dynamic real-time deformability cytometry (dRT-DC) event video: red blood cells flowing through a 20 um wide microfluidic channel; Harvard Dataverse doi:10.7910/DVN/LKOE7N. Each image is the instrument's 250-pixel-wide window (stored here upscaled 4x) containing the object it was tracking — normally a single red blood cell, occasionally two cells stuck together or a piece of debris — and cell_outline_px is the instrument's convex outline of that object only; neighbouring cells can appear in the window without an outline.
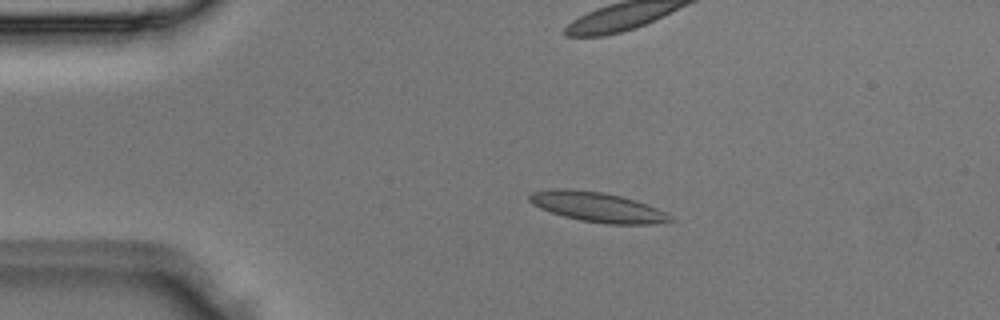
{"species": "Egyptian fruit bat (a non-hibernating species)", "species_latin": "Rousettus aegyptiacus", "temperature_condition": "room temperature", "stored_images_in_passage": 1, "camera_frame_rate_fps": 3000, "um_per_image_px": 0.085, "animal": {"sex": "male"}, "frame": {"image": 1, "passage_image": 1, "time_ms": 0.0, "image_size_px": [1000, 320], "cell_outline_px": [[676, 220], [656, 224], [608, 224], [580, 220], [564, 216], [540, 208], [532, 204], [528, 200], [528, 196], [532, 192], [552, 188], [568, 188], [600, 192], [620, 196], [636, 200], [656, 208], [672, 216]], "centroid_in_image_um": [50.78, 17.6], "position_along_channel_um": 34.2, "area_um2": 24.45}}